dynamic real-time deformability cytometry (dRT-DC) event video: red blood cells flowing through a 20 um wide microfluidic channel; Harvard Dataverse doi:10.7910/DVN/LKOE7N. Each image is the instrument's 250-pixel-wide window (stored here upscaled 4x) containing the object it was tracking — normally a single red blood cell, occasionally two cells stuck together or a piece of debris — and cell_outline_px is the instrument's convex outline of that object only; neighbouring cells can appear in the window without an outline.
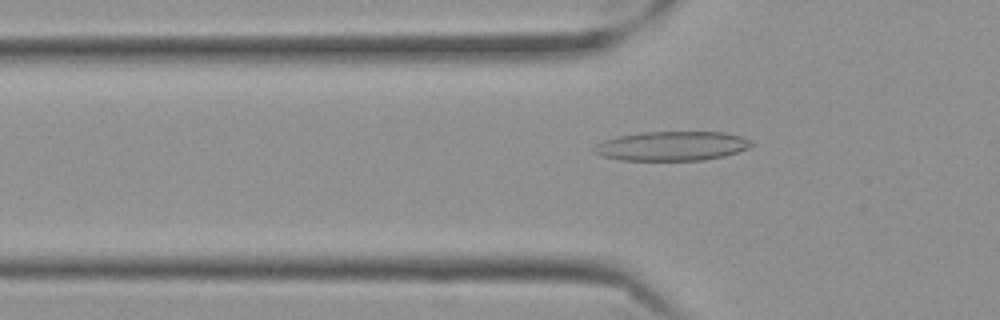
{"species": "Egyptian fruit bat (a non-hibernating species)", "species_latin": "Rousettus aegyptiacus", "temperature_condition": "cold", "stored_images_in_passage": 44, "camera_frame_rate_fps": 3000, "um_per_image_px": 0.085, "frame": {"image": 1, "passage_image": 6, "time_ms": 1.667, "image_size_px": [1000, 320], "cell_outline_px": [[756, 144], [748, 148], [724, 156], [704, 160], [620, 160], [600, 156], [592, 152], [592, 148], [596, 144], [604, 140], [620, 136], [640, 132], [724, 132], [740, 136], [752, 140]], "centroid_in_image_um": [57.1, 12.41], "position_along_channel_um": 68.7, "area_um2": 27.05}}
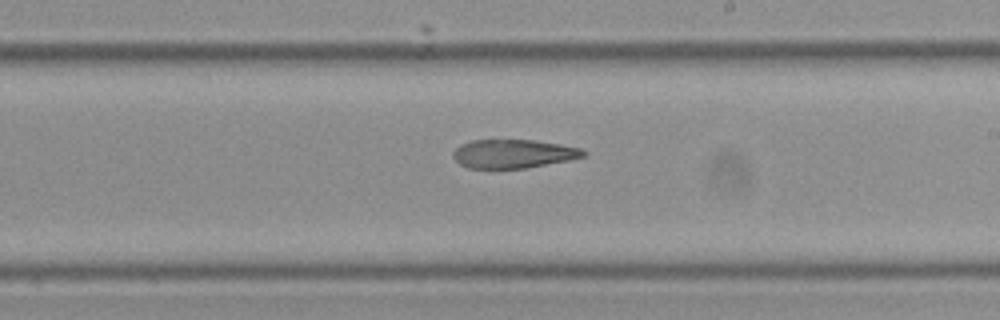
{"frame": {"image": 2, "passage_image": 21, "time_ms": 6.667, "image_size_px": [1000, 320], "cell_outline_px": [[588, 152], [584, 156], [568, 160], [524, 168], [468, 168], [460, 164], [452, 156], [452, 152], [460, 144], [472, 140], [536, 140], [560, 144], [580, 148]], "centroid_in_image_um": [43.61, 13.06], "position_along_channel_um": 245.4, "area_um2": 21.68}}
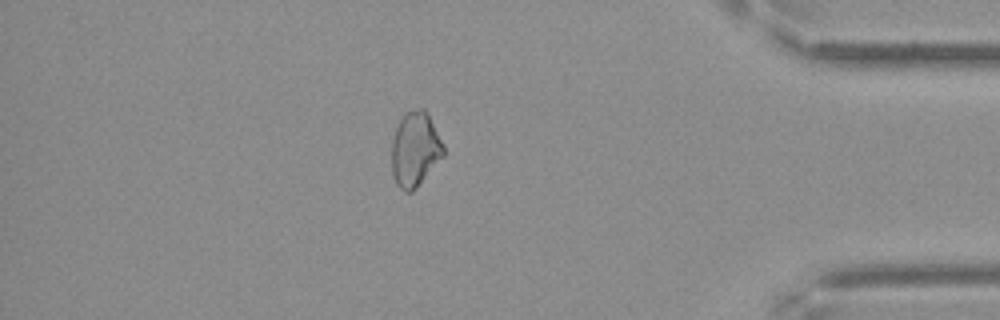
{"frame": {"image": 3, "passage_image": 37, "time_ms": 12.0, "image_size_px": [1000, 320], "cell_outline_px": [[444, 156], [416, 188], [412, 192], [404, 192], [396, 184], [392, 176], [392, 140], [396, 128], [404, 112], [420, 108], [424, 108], [444, 144]], "centroid_in_image_um": [35.28, 12.71], "position_along_channel_um": 399.9, "area_um2": 22.6}}